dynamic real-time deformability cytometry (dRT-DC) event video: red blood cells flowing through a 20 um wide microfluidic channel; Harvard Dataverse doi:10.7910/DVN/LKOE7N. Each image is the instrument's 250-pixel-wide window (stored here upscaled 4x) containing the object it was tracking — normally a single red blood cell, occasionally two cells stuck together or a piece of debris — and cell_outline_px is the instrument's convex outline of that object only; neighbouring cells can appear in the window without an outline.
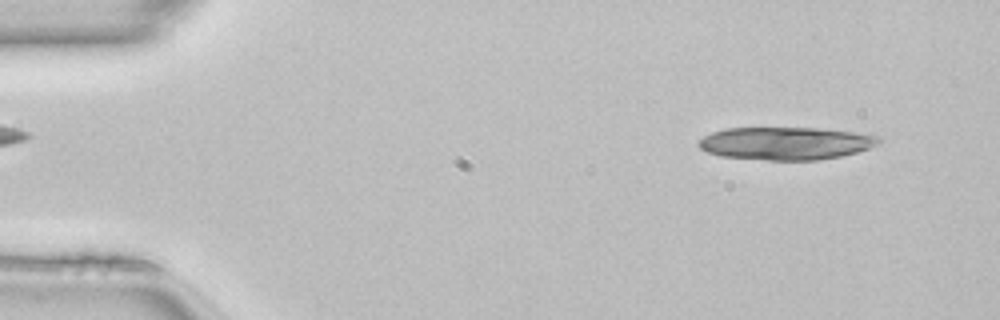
{"species": "common noctule bat (a hibernating species)", "species_latin": "Nyctalus noctula", "temperature_condition": "room temperature", "stored_images_in_passage": 48, "camera_frame_rate_fps": 3000, "um_per_image_px": 0.085, "animal": {"sex": "female", "body_mass_g": 22.7, "forearm_length_mm": 54.2}, "frame": {"image": 1, "passage_image": 3, "time_ms": 0.667, "image_size_px": [1000, 320], "cell_outline_px": [[884, 140], [880, 144], [856, 152], [840, 156], [820, 160], [768, 160], [720, 156], [708, 152], [700, 148], [696, 144], [704, 136], [712, 132], [724, 128], [816, 128], [852, 132], [880, 136]], "centroid_in_image_um": [66.79, 12.18], "position_along_channel_um": 18.2, "area_um2": 34.45}}
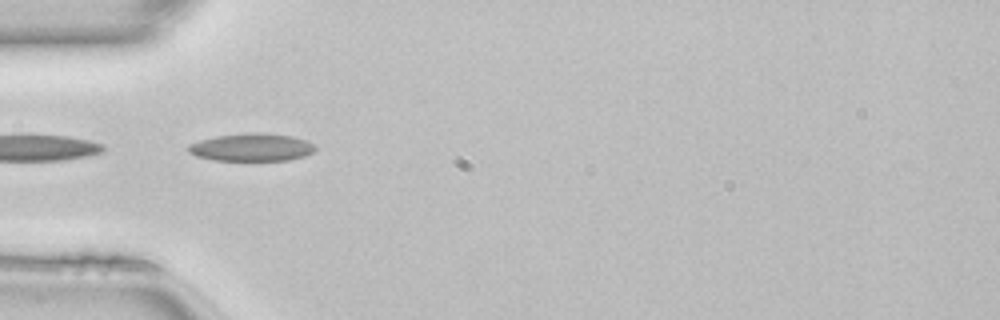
{"frame": {"image": 2, "passage_image": 14, "time_ms": 4.333, "image_size_px": [1000, 320], "cell_outline_px": [[316, 148], [312, 152], [304, 156], [288, 160], [212, 160], [196, 156], [188, 152], [184, 148], [188, 144], [200, 140], [216, 136], [248, 132], [260, 132], [292, 136], [316, 144]], "centroid_in_image_um": [21.35, 12.51], "position_along_channel_um": 63.7, "area_um2": 20.69}, "authors_computed_cell_mechanics": {"area_um2": 19.9121, "velocity_mm_per_s": 4.143, "shape_relaxation_time_tau1_ms": 4.6692, "shape_relaxation_time_tau2_ms": 2.5072, "deformation_change_tau1": 0.14, "deformation_change_tau2": 0.1057}}